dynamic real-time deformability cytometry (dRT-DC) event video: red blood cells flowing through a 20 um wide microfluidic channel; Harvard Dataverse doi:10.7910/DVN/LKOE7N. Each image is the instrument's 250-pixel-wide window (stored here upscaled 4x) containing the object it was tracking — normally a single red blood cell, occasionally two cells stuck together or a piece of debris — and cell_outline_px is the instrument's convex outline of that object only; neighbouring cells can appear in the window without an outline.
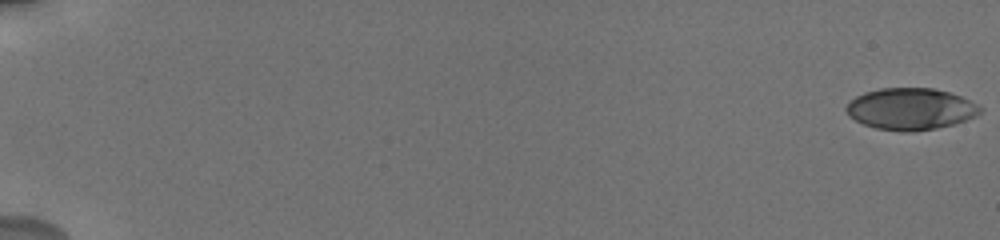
{"species": "human", "species_latin": "Homo sapiens", "temperature_condition": "cold", "stored_images_in_passage": 23, "camera_frame_rate_fps": 3000, "um_per_image_px": 0.085, "donor": {"sex": "male"}, "frame": {"image": 1, "passage_image": 1, "time_ms": 0.0, "image_size_px": [1000, 240], "cell_outline_px": [[984, 108], [976, 116], [952, 124], [936, 128], [912, 132], [904, 132], [876, 128], [864, 124], [848, 116], [844, 108], [848, 100], [864, 92], [880, 88], [932, 88], [948, 92], [960, 96]], "centroid_in_image_um": [77.35, 9.26], "position_along_channel_um": 7.6, "area_um2": 32.54}}
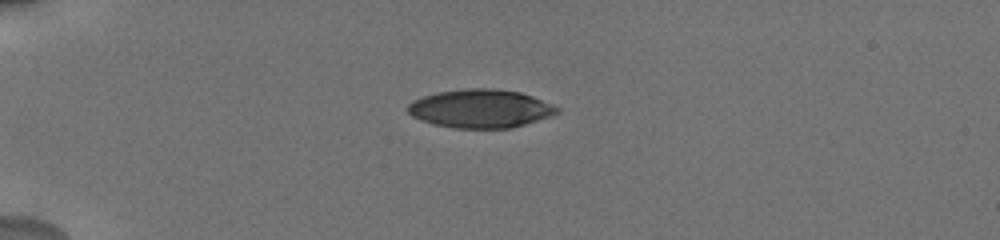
{"frame": {"image": 2, "passage_image": 17, "time_ms": 5.333, "image_size_px": [1000, 240], "cell_outline_px": [[560, 112], [552, 116], [512, 128], [452, 128], [432, 124], [412, 116], [408, 112], [408, 104], [412, 100], [424, 96], [440, 92], [468, 88], [492, 88], [520, 92], [532, 96], [552, 104], [560, 108]], "centroid_in_image_um": [40.86, 9.24], "position_along_channel_um": 44.1, "area_um2": 33.47}}
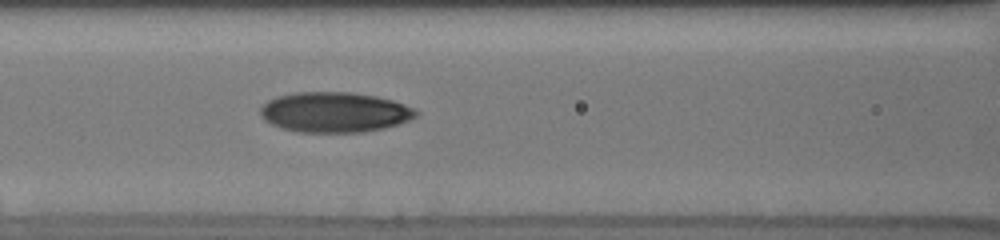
{"frame": {"image": 3, "passage_image": 23, "time_ms": 9.0, "image_size_px": [1000, 240], "cell_outline_px": [[420, 112], [416, 116], [408, 120], [384, 128], [364, 132], [296, 132], [280, 128], [264, 120], [260, 112], [260, 108], [268, 100], [280, 96], [296, 92], [352, 92], [376, 96], [392, 100], [404, 104]], "centroid_in_image_um": [28.43, 9.54], "position_along_channel_um": 138.2, "area_um2": 36.41}}